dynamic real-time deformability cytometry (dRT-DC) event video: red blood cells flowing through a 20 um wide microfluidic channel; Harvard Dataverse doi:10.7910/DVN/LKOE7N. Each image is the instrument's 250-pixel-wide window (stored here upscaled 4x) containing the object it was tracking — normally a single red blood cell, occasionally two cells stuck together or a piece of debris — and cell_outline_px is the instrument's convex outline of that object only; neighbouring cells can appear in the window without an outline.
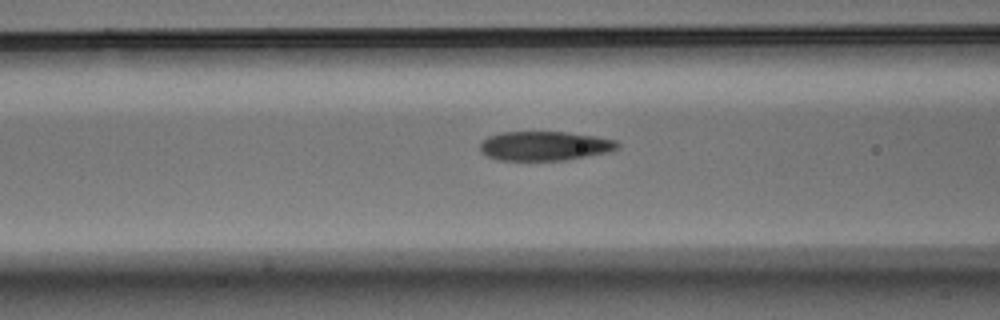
{"species": "Egyptian fruit bat (a non-hibernating species)", "species_latin": "Rousettus aegyptiacus", "temperature_condition": "warm", "stored_images_in_passage": 33, "camera_frame_rate_fps": 3000, "um_per_image_px": 0.085, "animal": {"sex": "male"}, "frame": {"image": 1, "passage_image": 11, "time_ms": 3.333, "image_size_px": [1000, 320], "cell_outline_px": [[620, 144], [616, 148], [608, 152], [564, 160], [496, 160], [480, 152], [480, 144], [488, 136], [500, 132], [568, 132], [596, 136], [616, 140]], "centroid_in_image_um": [46.27, 12.4], "position_along_channel_um": 120.3, "area_um2": 23.41}}
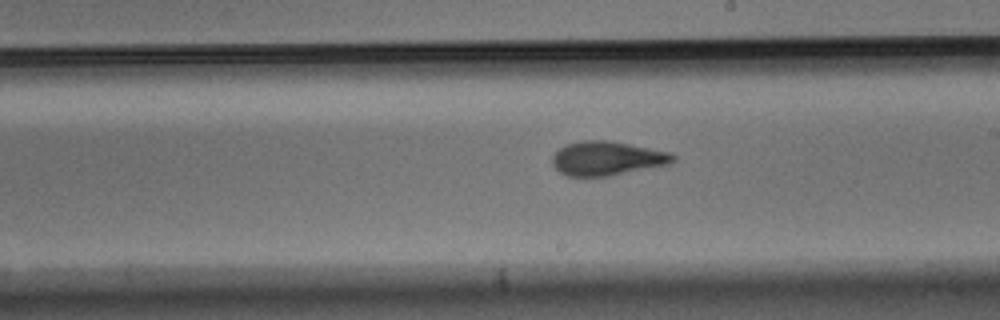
{"frame": {"image": 2, "passage_image": 21, "time_ms": 6.667, "image_size_px": [1000, 320], "cell_outline_px": [[676, 160], [668, 164], [608, 176], [568, 176], [560, 172], [552, 164], [552, 156], [564, 144], [580, 140], [608, 140], [668, 152], [676, 156]], "centroid_in_image_um": [51.55, 13.45], "position_along_channel_um": 237.4, "area_um2": 23.76}}
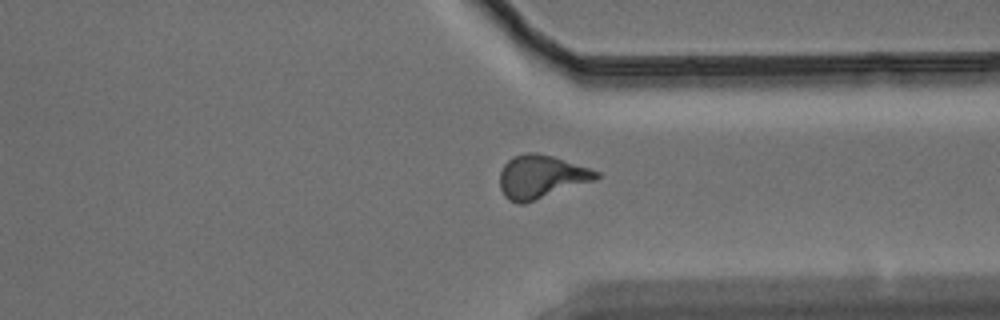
{"frame": {"image": 3, "passage_image": 32, "time_ms": 10.333, "image_size_px": [1000, 320], "cell_outline_px": [[600, 176], [596, 180], [524, 204], [516, 204], [508, 200], [504, 196], [500, 188], [500, 172], [504, 164], [512, 156], [528, 152], [536, 152], [552, 156], [600, 172]], "centroid_in_image_um": [45.97, 15.04], "position_along_channel_um": 365.4, "area_um2": 24.39}}